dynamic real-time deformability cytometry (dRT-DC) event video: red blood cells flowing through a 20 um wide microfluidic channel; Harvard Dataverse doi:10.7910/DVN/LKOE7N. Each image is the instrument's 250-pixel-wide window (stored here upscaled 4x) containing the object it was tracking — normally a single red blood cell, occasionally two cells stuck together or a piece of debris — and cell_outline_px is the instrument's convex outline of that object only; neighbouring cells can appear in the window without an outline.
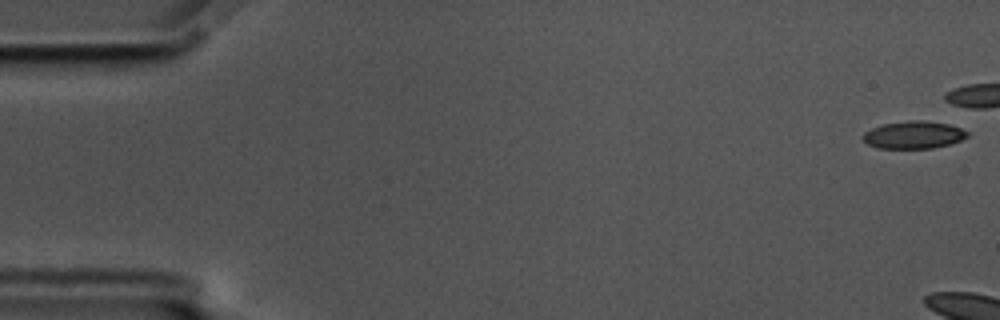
{"species": "common noctule bat (a hibernating species)", "species_latin": "Nyctalus noctula", "temperature_condition": "cold", "stored_images_in_passage": 4, "camera_frame_rate_fps": 3000, "um_per_image_px": 0.085, "animal": {"sex": "male", "body_mass_g": 17.5, "forearm_length_mm": 52.3}, "frame": {"image": 1, "passage_image": 1, "time_ms": 0.0, "image_size_px": [1000, 320], "cell_outline_px": [[968, 136], [960, 140], [948, 144], [932, 148], [876, 148], [868, 144], [860, 136], [864, 132], [872, 128], [884, 124], [908, 120], [924, 120], [948, 124], [960, 128], [968, 132]], "centroid_in_image_um": [77.62, 11.46], "position_along_channel_um": 7.4, "area_um2": 16.65}}